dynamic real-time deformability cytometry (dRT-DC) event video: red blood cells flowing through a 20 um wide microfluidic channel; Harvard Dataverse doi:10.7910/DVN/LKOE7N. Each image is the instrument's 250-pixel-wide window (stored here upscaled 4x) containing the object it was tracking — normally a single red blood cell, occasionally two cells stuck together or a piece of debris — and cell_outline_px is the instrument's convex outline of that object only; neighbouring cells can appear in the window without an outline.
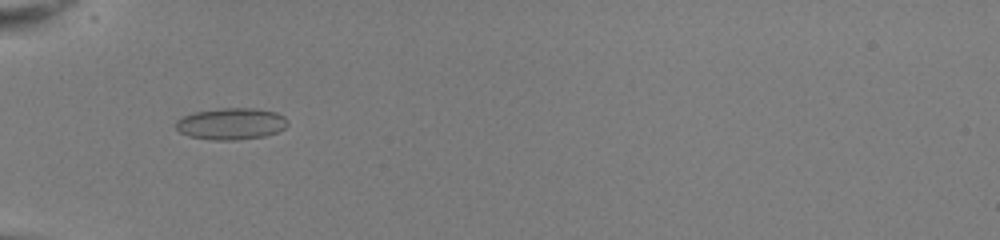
{"species": "common noctule bat (a hibernating species)", "species_latin": "Nyctalus noctula", "temperature_condition": "room temperature", "stored_images_in_passage": 29, "camera_frame_rate_fps": 3000, "um_per_image_px": 0.085, "animal": {"sex": "female", "body_mass_g": 22.0, "forearm_length_mm": 56.7}, "frame": {"image": 1, "passage_image": 6, "time_ms": 1.667, "image_size_px": [1000, 240], "cell_outline_px": [[288, 124], [284, 128], [276, 132], [264, 136], [236, 140], [212, 140], [188, 136], [180, 132], [176, 128], [176, 120], [184, 116], [196, 112], [224, 108], [256, 108], [276, 112], [284, 116], [288, 120]], "centroid_in_image_um": [19.66, 10.52], "position_along_channel_um": 65.3, "area_um2": 20.58}}
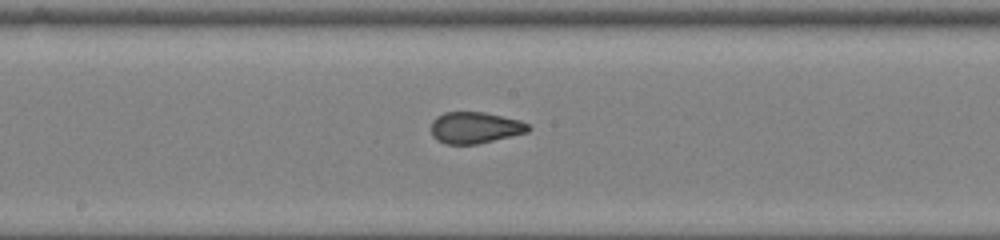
{"frame": {"image": 2, "passage_image": 17, "time_ms": 5.333, "image_size_px": [1000, 240], "cell_outline_px": [[532, 128], [528, 132], [476, 144], [444, 144], [436, 140], [432, 136], [432, 120], [436, 116], [444, 112], [484, 112], [520, 120], [528, 124]], "centroid_in_image_um": [40.36, 10.85], "position_along_channel_um": 207.8, "area_um2": 17.86}}
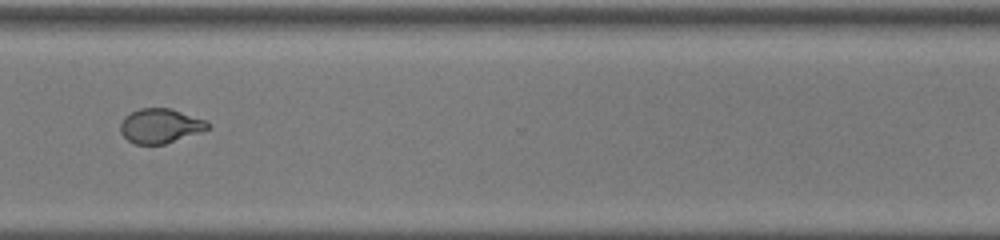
{"frame": {"image": 3, "passage_image": 28, "time_ms": 9.0, "image_size_px": [1000, 240], "cell_outline_px": [[212, 124], [204, 132], [164, 144], [136, 144], [128, 140], [120, 132], [120, 124], [124, 116], [140, 108], [172, 108], [208, 120]], "centroid_in_image_um": [13.68, 10.69], "position_along_channel_um": 356.9, "area_um2": 17.92}}